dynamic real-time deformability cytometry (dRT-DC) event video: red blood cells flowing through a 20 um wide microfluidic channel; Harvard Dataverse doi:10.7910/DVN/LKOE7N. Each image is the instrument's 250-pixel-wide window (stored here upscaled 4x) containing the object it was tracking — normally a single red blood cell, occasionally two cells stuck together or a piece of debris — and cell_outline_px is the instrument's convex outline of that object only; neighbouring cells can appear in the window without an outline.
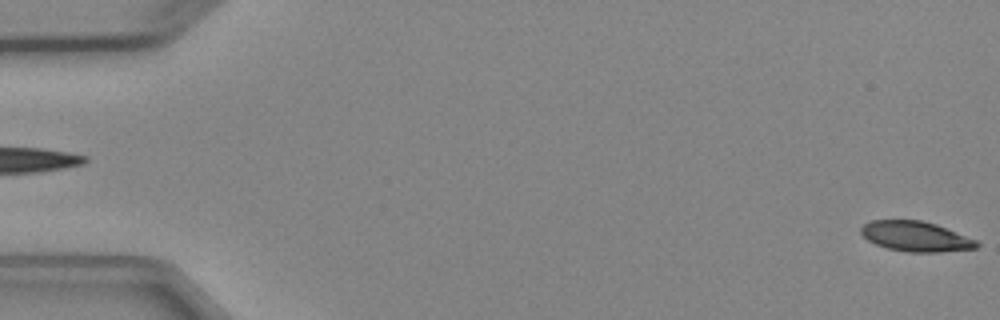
{"species": "Egyptian fruit bat (a non-hibernating species)", "species_latin": "Rousettus aegyptiacus", "temperature_condition": "cold", "stored_images_in_passage": 4, "camera_frame_rate_fps": 3000, "um_per_image_px": 0.085, "animal": {"sex": "female"}, "frame": {"image": 1, "passage_image": 4, "time_ms": 4.667, "image_size_px": [1000, 320], "cell_outline_px": [[980, 244], [976, 248], [940, 252], [908, 252], [888, 248], [876, 244], [868, 240], [860, 232], [860, 228], [864, 224], [872, 220], [920, 220], [936, 224], [976, 240]], "centroid_in_image_um": [77.82, 20.09], "position_along_channel_um": 7.2, "area_um2": 20.11}}